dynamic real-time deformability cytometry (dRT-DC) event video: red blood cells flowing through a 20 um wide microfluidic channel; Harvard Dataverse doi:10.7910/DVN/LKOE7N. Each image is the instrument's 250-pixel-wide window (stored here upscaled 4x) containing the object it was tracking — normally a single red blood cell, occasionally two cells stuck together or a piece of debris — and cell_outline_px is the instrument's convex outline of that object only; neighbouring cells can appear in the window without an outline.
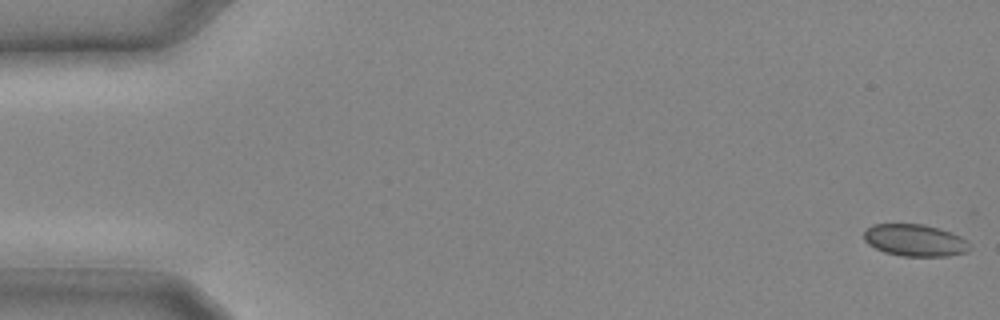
{"species": "common noctule bat (a hibernating species)", "species_latin": "Nyctalus noctula", "temperature_condition": "cold", "stored_images_in_passage": 28, "camera_frame_rate_fps": 3000, "um_per_image_px": 0.085, "animal": {"sex": "male", "body_mass_g": 20.4}, "frame": {"image": 1, "passage_image": 1, "time_ms": 0.0, "image_size_px": [1000, 320], "cell_outline_px": [[972, 248], [968, 252], [948, 256], [900, 256], [884, 252], [868, 244], [864, 240], [864, 232], [872, 224], [924, 224], [952, 232], [968, 240]], "centroid_in_image_um": [77.81, 20.43], "position_along_channel_um": 7.2, "area_um2": 19.94}}
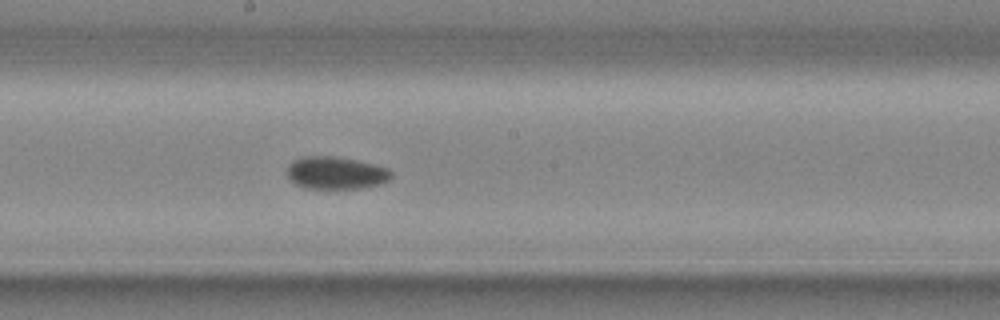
{"frame": {"image": 2, "passage_image": 16, "time_ms": 5.0, "image_size_px": [1000, 320], "cell_outline_px": [[392, 176], [388, 180], [380, 184], [360, 188], [304, 188], [296, 184], [288, 176], [288, 164], [292, 160], [304, 156], [336, 156], [356, 160], [388, 168], [392, 172]], "centroid_in_image_um": [28.54, 14.69], "position_along_channel_um": 219.7, "area_um2": 19.65}}
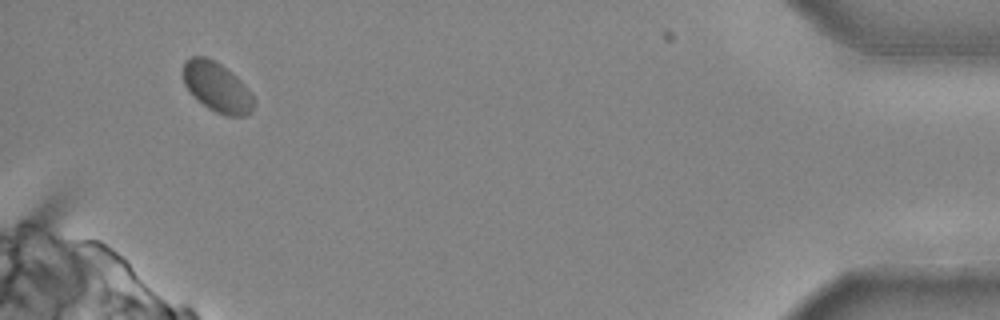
{"frame": {"image": 3, "passage_image": 27, "time_ms": 8.667, "image_size_px": [1000, 320], "cell_outline_px": [[252, 112], [244, 116], [228, 116], [216, 112], [208, 108], [196, 100], [184, 84], [184, 60], [188, 56], [208, 56], [220, 64], [236, 76], [240, 80], [252, 96]], "centroid_in_image_um": [18.4, 7.39], "position_along_channel_um": 416.8, "area_um2": 20.29}}